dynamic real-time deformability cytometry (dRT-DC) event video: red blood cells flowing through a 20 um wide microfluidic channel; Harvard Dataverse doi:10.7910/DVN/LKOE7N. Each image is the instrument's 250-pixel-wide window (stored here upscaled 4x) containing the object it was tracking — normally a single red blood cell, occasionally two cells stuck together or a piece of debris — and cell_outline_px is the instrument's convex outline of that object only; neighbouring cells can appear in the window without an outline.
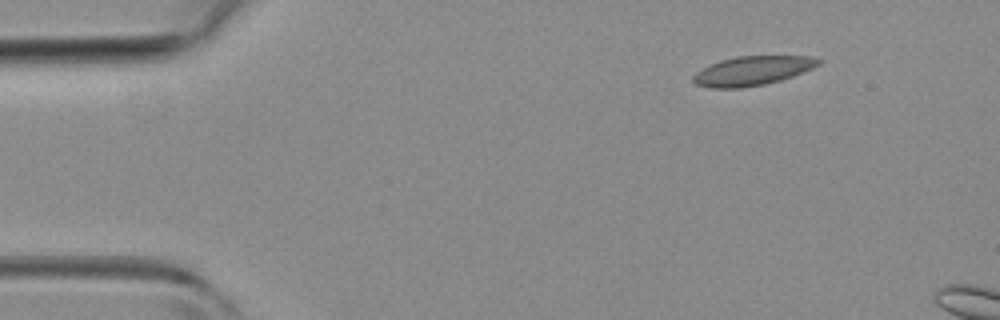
{"species": "common noctule bat (a hibernating species)", "species_latin": "Nyctalus noctula", "temperature_condition": "room temperature", "stored_images_in_passage": 8, "camera_frame_rate_fps": 3000, "um_per_image_px": 0.085, "animal": {"sex": "female", "body_mass_g": 19.3, "forearm_length_mm": 54.1}, "frame": {"image": 1, "passage_image": 1, "time_ms": 0.0, "image_size_px": [1000, 320], "cell_outline_px": [[820, 64], [812, 68], [792, 76], [780, 80], [764, 84], [740, 88], [708, 88], [696, 84], [692, 80], [692, 76], [696, 72], [720, 60], [736, 56], [812, 56], [820, 60]], "centroid_in_image_um": [63.93, 6.02], "position_along_channel_um": 21.1, "area_um2": 21.15}}